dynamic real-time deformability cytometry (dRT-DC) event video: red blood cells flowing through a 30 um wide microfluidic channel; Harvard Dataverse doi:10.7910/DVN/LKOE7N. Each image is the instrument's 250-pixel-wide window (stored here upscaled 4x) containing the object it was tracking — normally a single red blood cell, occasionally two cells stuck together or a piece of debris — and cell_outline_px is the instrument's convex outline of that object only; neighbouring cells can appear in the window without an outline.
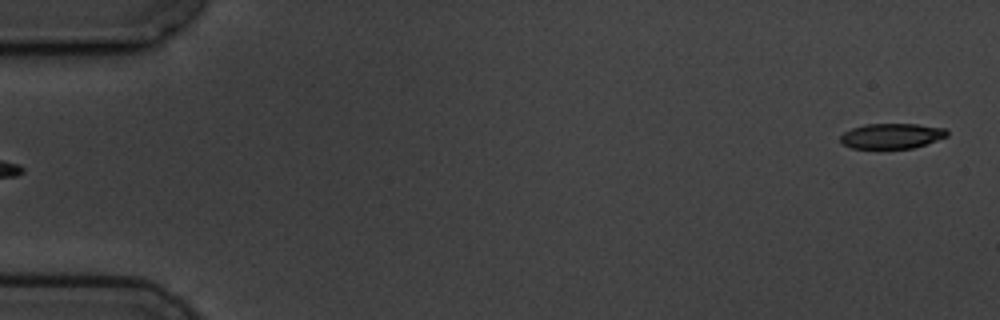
{"species": "common noctule bat (a hibernating species)", "species_latin": "Nyctalus noctula", "temperature_condition": "cold", "stored_images_in_passage": 3, "camera_frame_rate_fps": 3000, "um_per_image_px": 0.085, "animal": {"sex": "male", "body_mass_g": 19.5, "forearm_length_mm": 54.6}, "frame": {"image": 1, "passage_image": 3, "time_ms": 2.333, "image_size_px": [1000, 320], "cell_outline_px": [[948, 136], [912, 148], [852, 148], [840, 144], [840, 136], [844, 132], [852, 128], [864, 124], [916, 124], [944, 128], [948, 132]], "centroid_in_image_um": [75.75, 11.55], "position_along_channel_um": 9.3, "area_um2": 15.61}}